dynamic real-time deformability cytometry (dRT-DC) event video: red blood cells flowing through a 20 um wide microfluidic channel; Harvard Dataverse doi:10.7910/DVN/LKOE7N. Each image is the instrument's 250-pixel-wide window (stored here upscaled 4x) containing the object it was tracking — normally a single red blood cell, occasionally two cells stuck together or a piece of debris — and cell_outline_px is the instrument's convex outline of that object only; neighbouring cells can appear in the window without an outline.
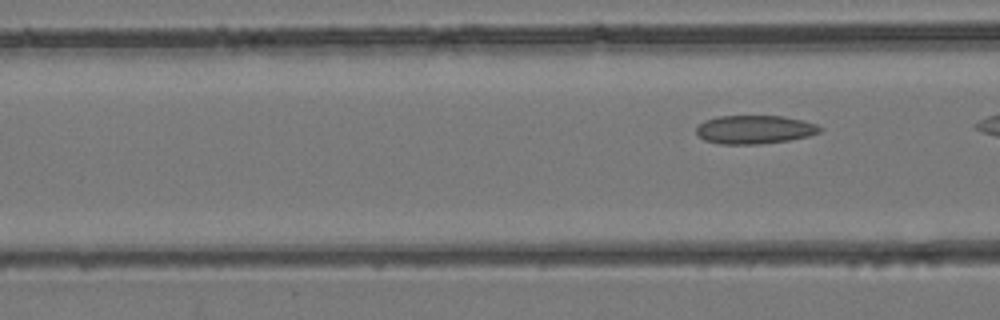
{"species": "common noctule bat (a hibernating species)", "species_latin": "Nyctalus noctula", "temperature_condition": "room temperature", "stored_images_in_passage": 3, "camera_frame_rate_fps": 3000, "um_per_image_px": 0.085, "animal": {"sex": "female", "body_mass_g": 24.6, "forearm_length_mm": 56.2}, "frame": {"image": 1, "passage_image": 3, "time_ms": 0.667, "image_size_px": [1000, 320], "cell_outline_px": [[824, 128], [820, 132], [808, 136], [788, 140], [756, 144], [720, 144], [704, 140], [696, 136], [696, 128], [704, 120], [716, 116], [784, 116], [816, 124]], "centroid_in_image_um": [64.1, 11.01], "position_along_channel_um": 102.5, "area_um2": 20.58}}